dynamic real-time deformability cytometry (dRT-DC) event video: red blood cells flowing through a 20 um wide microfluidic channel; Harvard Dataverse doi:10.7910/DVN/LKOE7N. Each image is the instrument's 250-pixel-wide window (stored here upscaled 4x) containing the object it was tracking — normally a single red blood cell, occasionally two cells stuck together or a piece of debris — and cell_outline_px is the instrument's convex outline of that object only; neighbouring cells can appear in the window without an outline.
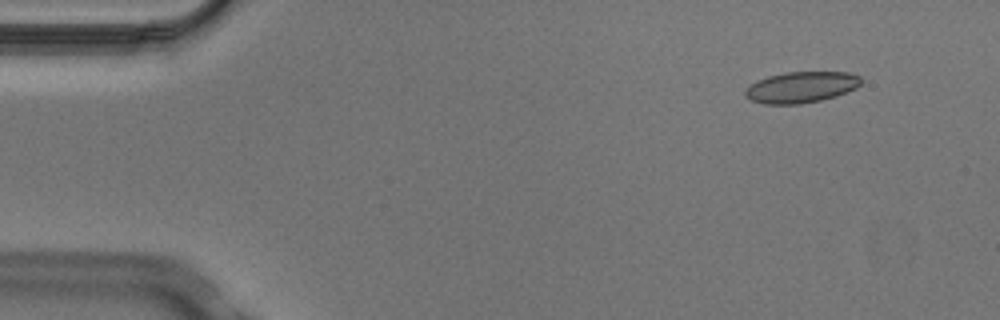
{"species": "Egyptian fruit bat (a non-hibernating species)", "species_latin": "Rousettus aegyptiacus", "temperature_condition": "cold", "stored_images_in_passage": 4, "camera_frame_rate_fps": 3000, "um_per_image_px": 0.085, "animal": {"sex": "male"}, "frame": {"image": 1, "passage_image": 2, "time_ms": 0.333, "image_size_px": [1000, 320], "cell_outline_px": [[864, 80], [856, 88], [836, 96], [820, 100], [800, 104], [764, 104], [752, 100], [744, 96], [744, 92], [756, 80], [768, 76], [784, 72], [848, 72], [860, 76]], "centroid_in_image_um": [68.12, 7.4], "position_along_channel_um": 16.9, "area_um2": 21.04}}